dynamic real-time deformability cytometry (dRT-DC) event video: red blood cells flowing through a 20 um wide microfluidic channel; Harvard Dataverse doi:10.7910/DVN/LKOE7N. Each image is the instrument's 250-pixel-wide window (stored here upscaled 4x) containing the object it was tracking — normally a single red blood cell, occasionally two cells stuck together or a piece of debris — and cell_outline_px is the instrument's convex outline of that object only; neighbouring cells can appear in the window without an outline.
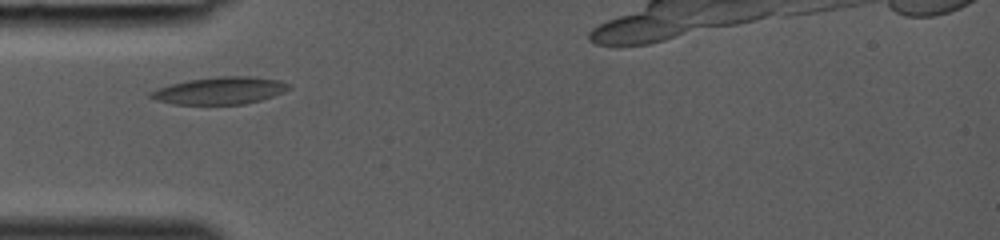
{"species": "common noctule bat (a hibernating species)", "species_latin": "Nyctalus noctula", "temperature_condition": "room temperature", "stored_images_in_passage": 26, "camera_frame_rate_fps": 3000, "um_per_image_px": 0.085, "animal": {"sex": "female", "body_mass_g": 19.0, "forearm_length_mm": 53.3}, "frame": {"image": 1, "passage_image": 3, "time_ms": 0.667, "image_size_px": [1000, 240], "cell_outline_px": [[292, 88], [284, 92], [260, 100], [244, 104], [172, 104], [156, 100], [148, 96], [148, 92], [172, 84], [188, 80], [220, 76], [248, 76], [280, 80], [292, 84]], "centroid_in_image_um": [18.73, 7.7], "position_along_channel_um": 66.3, "area_um2": 21.91}}
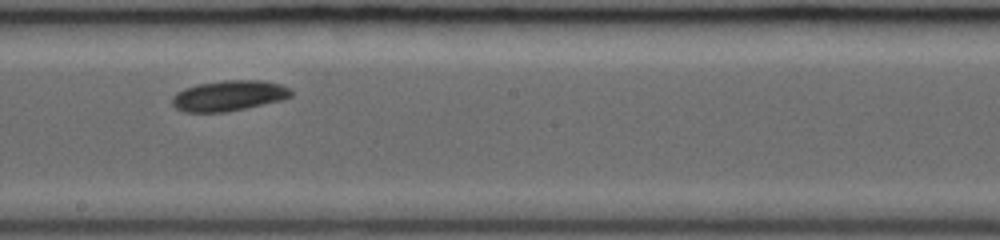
{"frame": {"image": 2, "passage_image": 13, "time_ms": 4.0, "image_size_px": [1000, 240], "cell_outline_px": [[292, 96], [280, 100], [228, 112], [184, 112], [176, 108], [172, 104], [172, 96], [176, 92], [184, 88], [200, 84], [224, 80], [260, 80], [280, 84], [288, 88], [292, 92]], "centroid_in_image_um": [19.42, 8.14], "position_along_channel_um": 228.8, "area_um2": 21.04}}
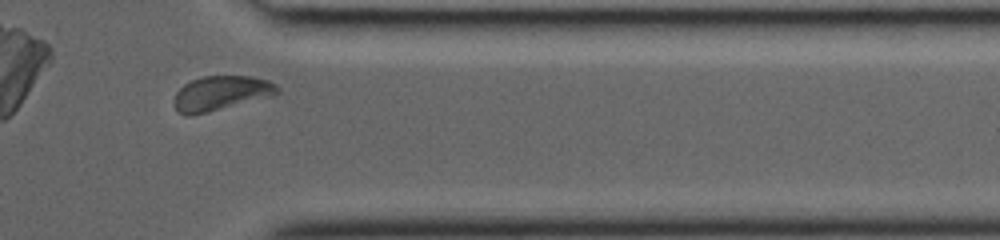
{"frame": {"image": 3, "passage_image": 23, "time_ms": 7.333, "image_size_px": [1000, 240], "cell_outline_px": [[280, 92], [276, 96], [208, 112], [188, 116], [184, 116], [176, 112], [172, 104], [172, 100], [176, 92], [184, 84], [192, 80], [204, 76], [252, 76], [268, 80], [276, 84], [280, 88]], "centroid_in_image_um": [18.79, 7.94], "position_along_channel_um": 392.6, "area_um2": 21.39}}